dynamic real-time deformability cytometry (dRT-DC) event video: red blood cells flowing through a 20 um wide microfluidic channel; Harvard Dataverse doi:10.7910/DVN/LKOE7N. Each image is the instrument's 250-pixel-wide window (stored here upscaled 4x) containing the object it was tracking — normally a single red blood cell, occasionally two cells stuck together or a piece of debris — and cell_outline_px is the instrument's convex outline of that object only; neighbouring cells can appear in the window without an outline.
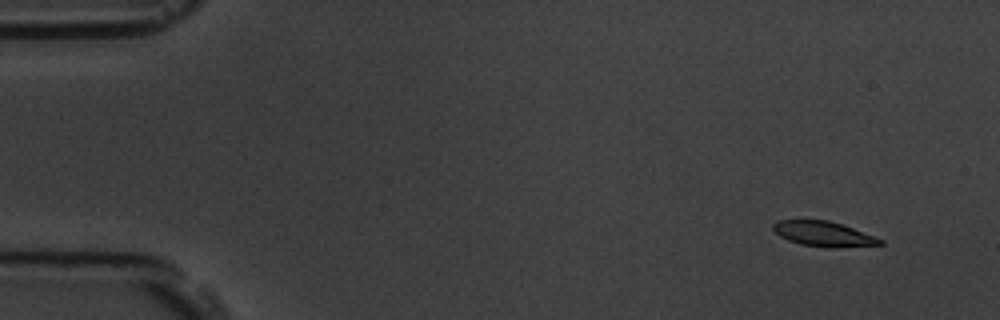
{"species": "common noctule bat (a hibernating species)", "species_latin": "Nyctalus noctula", "temperature_condition": "room temperature", "stored_images_in_passage": 6, "camera_frame_rate_fps": 3000, "um_per_image_px": 0.085, "animal": {"sex": "male", "body_mass_g": 19.5, "forearm_length_mm": 54.6}, "frame": {"image": 1, "passage_image": 2, "time_ms": 1.0, "image_size_px": [1000, 320], "cell_outline_px": [[884, 244], [836, 248], [828, 248], [800, 244], [788, 240], [780, 236], [772, 228], [772, 224], [776, 220], [828, 220], [852, 228], [884, 240]], "centroid_in_image_um": [69.98, 19.89], "position_along_channel_um": 15.0, "area_um2": 15.55}}